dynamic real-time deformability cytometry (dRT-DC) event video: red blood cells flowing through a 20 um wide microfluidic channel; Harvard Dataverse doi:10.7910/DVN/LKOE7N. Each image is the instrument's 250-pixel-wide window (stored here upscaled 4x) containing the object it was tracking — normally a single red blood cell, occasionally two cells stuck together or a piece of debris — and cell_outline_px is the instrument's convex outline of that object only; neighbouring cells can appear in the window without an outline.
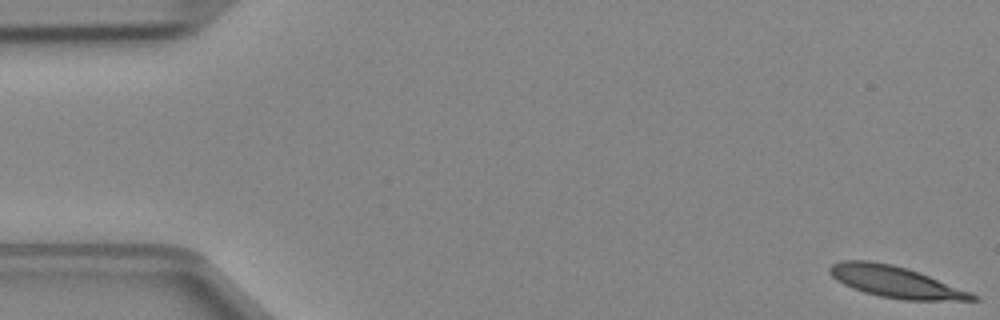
{"species": "Egyptian fruit bat (a non-hibernating species)", "species_latin": "Rousettus aegyptiacus", "temperature_condition": "cold", "stored_images_in_passage": 48, "camera_frame_rate_fps": 3000, "um_per_image_px": 0.085, "animal": {"sex": "female"}, "frame": {"image": 1, "passage_image": 1, "time_ms": 0.0, "image_size_px": [1000, 320], "cell_outline_px": [[980, 300], [904, 300], [880, 296], [864, 292], [852, 288], [836, 280], [828, 272], [828, 268], [832, 264], [840, 260], [868, 260], [892, 264], [928, 276], [968, 292], [976, 296]], "centroid_in_image_um": [76.0, 23.95], "position_along_channel_um": 9.0, "area_um2": 25.55}}
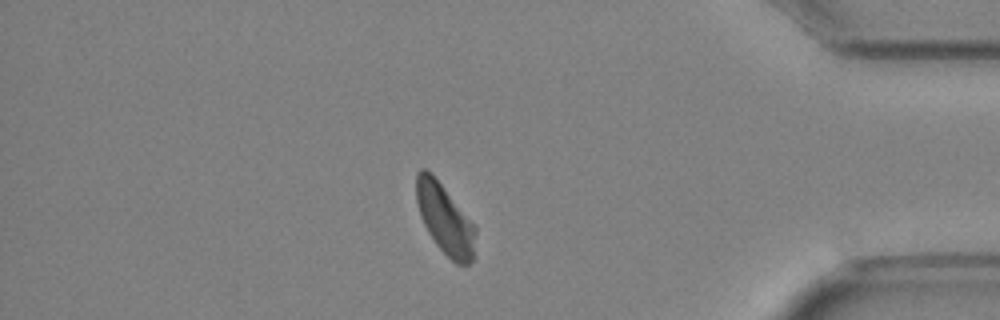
{"frame": {"image": 2, "passage_image": 41, "time_ms": 13.333, "image_size_px": [1000, 320], "cell_outline_px": [[476, 232], [472, 260], [468, 264], [456, 264], [436, 244], [428, 232], [424, 224], [416, 200], [416, 172], [420, 168], [424, 168], [432, 172], [476, 228]], "centroid_in_image_um": [37.79, 18.58], "position_along_channel_um": 397.4, "area_um2": 23.7}}
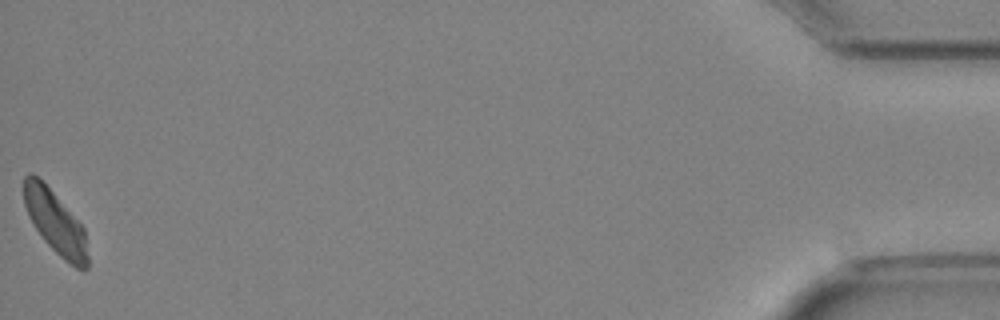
{"frame": {"image": 3, "passage_image": 48, "time_ms": 15.667, "image_size_px": [1000, 320], "cell_outline_px": [[88, 268], [84, 272], [76, 268], [64, 260], [44, 240], [32, 224], [28, 216], [24, 204], [24, 176], [28, 172], [32, 172], [52, 192], [84, 228], [88, 256]], "centroid_in_image_um": [4.7, 18.94], "position_along_channel_um": 430.5, "area_um2": 23.12}}